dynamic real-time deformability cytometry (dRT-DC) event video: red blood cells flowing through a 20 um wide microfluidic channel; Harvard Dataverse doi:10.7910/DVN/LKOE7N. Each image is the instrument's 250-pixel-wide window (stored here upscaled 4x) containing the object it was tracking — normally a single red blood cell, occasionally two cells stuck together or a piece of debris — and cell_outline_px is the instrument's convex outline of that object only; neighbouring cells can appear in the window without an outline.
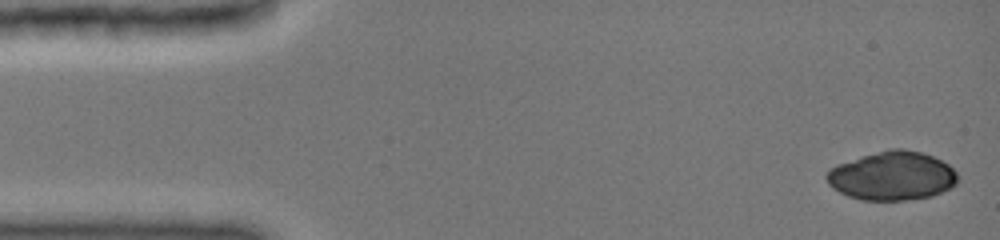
{"species": "common noctule bat (a hibernating species)", "species_latin": "Nyctalus noctula", "temperature_condition": "cold", "stored_images_in_passage": 7, "camera_frame_rate_fps": 3000, "um_per_image_px": 0.085, "animal": {"sex": "female", "body_mass_g": 19.0, "forearm_length_mm": 51.5}, "frame": {"image": 1, "passage_image": 1, "time_ms": 0.0, "image_size_px": [1000, 240], "cell_outline_px": [[956, 184], [932, 196], [908, 200], [860, 200], [848, 196], [832, 188], [828, 184], [824, 176], [836, 164], [860, 156], [888, 148], [904, 148], [920, 152], [932, 156], [948, 164], [956, 172]], "centroid_in_image_um": [75.79, 14.94], "position_along_channel_um": 9.2, "area_um2": 37.34}}